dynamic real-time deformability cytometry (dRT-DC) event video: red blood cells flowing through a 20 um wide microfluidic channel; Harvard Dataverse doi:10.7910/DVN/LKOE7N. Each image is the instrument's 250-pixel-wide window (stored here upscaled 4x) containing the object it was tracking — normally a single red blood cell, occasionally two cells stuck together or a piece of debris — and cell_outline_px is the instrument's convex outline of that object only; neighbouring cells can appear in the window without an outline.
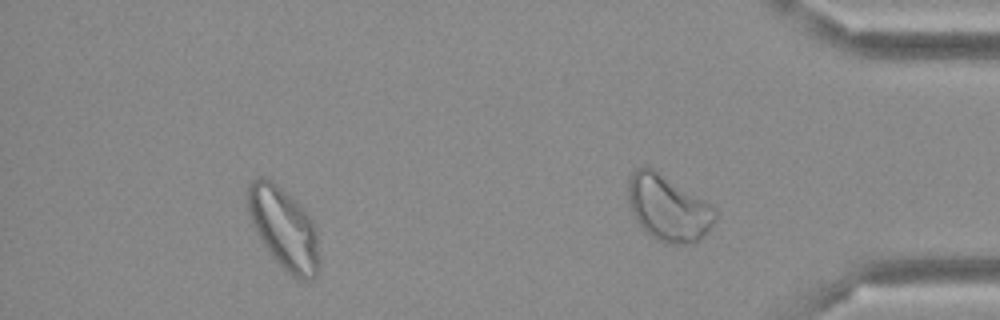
{"species": "Egyptian fruit bat (a non-hibernating species)", "species_latin": "Rousettus aegyptiacus", "temperature_condition": "cold", "stored_images_in_passage": 38, "camera_frame_rate_fps": 3000, "um_per_image_px": 0.085, "frame": {"image": 1, "passage_image": 33, "time_ms": 10.667, "image_size_px": [1000, 320], "cell_outline_px": [[320, 264], [316, 276], [308, 280], [296, 280], [272, 256], [256, 232], [252, 224], [248, 212], [248, 184], [252, 180], [260, 176], [272, 180], [292, 196], [300, 204], [316, 228], [320, 260]], "centroid_in_image_um": [24.14, 19.41], "position_along_channel_um": 411.1, "area_um2": 33.99}}